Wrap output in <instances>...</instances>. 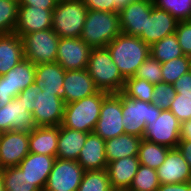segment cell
I'll list each match as a JSON object with an SVG mask.
<instances>
[{
	"instance_id": "obj_1",
	"label": "cell",
	"mask_w": 191,
	"mask_h": 191,
	"mask_svg": "<svg viewBox=\"0 0 191 191\" xmlns=\"http://www.w3.org/2000/svg\"><path fill=\"white\" fill-rule=\"evenodd\" d=\"M32 112L36 126H60L63 122L65 103L55 93L44 92L36 84L28 86L17 96Z\"/></svg>"
},
{
	"instance_id": "obj_2",
	"label": "cell",
	"mask_w": 191,
	"mask_h": 191,
	"mask_svg": "<svg viewBox=\"0 0 191 191\" xmlns=\"http://www.w3.org/2000/svg\"><path fill=\"white\" fill-rule=\"evenodd\" d=\"M106 48L125 80L134 77L138 67L150 55L149 45L138 36H130L124 33L115 37Z\"/></svg>"
},
{
	"instance_id": "obj_3",
	"label": "cell",
	"mask_w": 191,
	"mask_h": 191,
	"mask_svg": "<svg viewBox=\"0 0 191 191\" xmlns=\"http://www.w3.org/2000/svg\"><path fill=\"white\" fill-rule=\"evenodd\" d=\"M109 93L99 90L97 93L81 100L65 104L62 126L92 133L100 116L103 99Z\"/></svg>"
},
{
	"instance_id": "obj_4",
	"label": "cell",
	"mask_w": 191,
	"mask_h": 191,
	"mask_svg": "<svg viewBox=\"0 0 191 191\" xmlns=\"http://www.w3.org/2000/svg\"><path fill=\"white\" fill-rule=\"evenodd\" d=\"M87 70L99 90L107 93L123 90L125 79L106 47L91 48Z\"/></svg>"
},
{
	"instance_id": "obj_5",
	"label": "cell",
	"mask_w": 191,
	"mask_h": 191,
	"mask_svg": "<svg viewBox=\"0 0 191 191\" xmlns=\"http://www.w3.org/2000/svg\"><path fill=\"white\" fill-rule=\"evenodd\" d=\"M120 33L119 12L88 10L80 38L98 48L106 47Z\"/></svg>"
},
{
	"instance_id": "obj_6",
	"label": "cell",
	"mask_w": 191,
	"mask_h": 191,
	"mask_svg": "<svg viewBox=\"0 0 191 191\" xmlns=\"http://www.w3.org/2000/svg\"><path fill=\"white\" fill-rule=\"evenodd\" d=\"M88 9L82 0L57 1L52 29L60 38H80Z\"/></svg>"
},
{
	"instance_id": "obj_7",
	"label": "cell",
	"mask_w": 191,
	"mask_h": 191,
	"mask_svg": "<svg viewBox=\"0 0 191 191\" xmlns=\"http://www.w3.org/2000/svg\"><path fill=\"white\" fill-rule=\"evenodd\" d=\"M117 94L122 99V124L125 134L143 138L146 125L158 118L162 109L152 103L129 98L122 91Z\"/></svg>"
},
{
	"instance_id": "obj_8",
	"label": "cell",
	"mask_w": 191,
	"mask_h": 191,
	"mask_svg": "<svg viewBox=\"0 0 191 191\" xmlns=\"http://www.w3.org/2000/svg\"><path fill=\"white\" fill-rule=\"evenodd\" d=\"M59 39L52 28L24 35V58L35 65L56 62Z\"/></svg>"
},
{
	"instance_id": "obj_9",
	"label": "cell",
	"mask_w": 191,
	"mask_h": 191,
	"mask_svg": "<svg viewBox=\"0 0 191 191\" xmlns=\"http://www.w3.org/2000/svg\"><path fill=\"white\" fill-rule=\"evenodd\" d=\"M181 122L169 110H161L158 118H155L146 125L143 138L149 142L177 148L180 141Z\"/></svg>"
},
{
	"instance_id": "obj_10",
	"label": "cell",
	"mask_w": 191,
	"mask_h": 191,
	"mask_svg": "<svg viewBox=\"0 0 191 191\" xmlns=\"http://www.w3.org/2000/svg\"><path fill=\"white\" fill-rule=\"evenodd\" d=\"M122 119V99L117 93H109L103 99L94 133L105 141L125 134Z\"/></svg>"
},
{
	"instance_id": "obj_11",
	"label": "cell",
	"mask_w": 191,
	"mask_h": 191,
	"mask_svg": "<svg viewBox=\"0 0 191 191\" xmlns=\"http://www.w3.org/2000/svg\"><path fill=\"white\" fill-rule=\"evenodd\" d=\"M84 172L77 161L56 158L43 191H77Z\"/></svg>"
},
{
	"instance_id": "obj_12",
	"label": "cell",
	"mask_w": 191,
	"mask_h": 191,
	"mask_svg": "<svg viewBox=\"0 0 191 191\" xmlns=\"http://www.w3.org/2000/svg\"><path fill=\"white\" fill-rule=\"evenodd\" d=\"M28 154V131H7L0 133L1 169L18 166Z\"/></svg>"
},
{
	"instance_id": "obj_13",
	"label": "cell",
	"mask_w": 191,
	"mask_h": 191,
	"mask_svg": "<svg viewBox=\"0 0 191 191\" xmlns=\"http://www.w3.org/2000/svg\"><path fill=\"white\" fill-rule=\"evenodd\" d=\"M90 50L81 38H60L56 62L66 71L87 69Z\"/></svg>"
},
{
	"instance_id": "obj_14",
	"label": "cell",
	"mask_w": 191,
	"mask_h": 191,
	"mask_svg": "<svg viewBox=\"0 0 191 191\" xmlns=\"http://www.w3.org/2000/svg\"><path fill=\"white\" fill-rule=\"evenodd\" d=\"M152 0H132L119 10L121 33L140 36L153 7Z\"/></svg>"
},
{
	"instance_id": "obj_15",
	"label": "cell",
	"mask_w": 191,
	"mask_h": 191,
	"mask_svg": "<svg viewBox=\"0 0 191 191\" xmlns=\"http://www.w3.org/2000/svg\"><path fill=\"white\" fill-rule=\"evenodd\" d=\"M32 112L16 96L0 108V133L7 131H32L36 128Z\"/></svg>"
},
{
	"instance_id": "obj_16",
	"label": "cell",
	"mask_w": 191,
	"mask_h": 191,
	"mask_svg": "<svg viewBox=\"0 0 191 191\" xmlns=\"http://www.w3.org/2000/svg\"><path fill=\"white\" fill-rule=\"evenodd\" d=\"M177 24L178 21L170 13L153 6L149 18H146L145 30L139 38L151 46L164 37L174 34Z\"/></svg>"
},
{
	"instance_id": "obj_17",
	"label": "cell",
	"mask_w": 191,
	"mask_h": 191,
	"mask_svg": "<svg viewBox=\"0 0 191 191\" xmlns=\"http://www.w3.org/2000/svg\"><path fill=\"white\" fill-rule=\"evenodd\" d=\"M98 91L87 69L65 71L62 95L65 104L81 100Z\"/></svg>"
},
{
	"instance_id": "obj_18",
	"label": "cell",
	"mask_w": 191,
	"mask_h": 191,
	"mask_svg": "<svg viewBox=\"0 0 191 191\" xmlns=\"http://www.w3.org/2000/svg\"><path fill=\"white\" fill-rule=\"evenodd\" d=\"M53 10L33 6H19L14 33L22 38L26 34L52 28Z\"/></svg>"
},
{
	"instance_id": "obj_19",
	"label": "cell",
	"mask_w": 191,
	"mask_h": 191,
	"mask_svg": "<svg viewBox=\"0 0 191 191\" xmlns=\"http://www.w3.org/2000/svg\"><path fill=\"white\" fill-rule=\"evenodd\" d=\"M160 184L191 181V169L178 148H171L162 165L156 170Z\"/></svg>"
},
{
	"instance_id": "obj_20",
	"label": "cell",
	"mask_w": 191,
	"mask_h": 191,
	"mask_svg": "<svg viewBox=\"0 0 191 191\" xmlns=\"http://www.w3.org/2000/svg\"><path fill=\"white\" fill-rule=\"evenodd\" d=\"M138 156L120 158L107 164V172L114 191H127L138 171Z\"/></svg>"
},
{
	"instance_id": "obj_21",
	"label": "cell",
	"mask_w": 191,
	"mask_h": 191,
	"mask_svg": "<svg viewBox=\"0 0 191 191\" xmlns=\"http://www.w3.org/2000/svg\"><path fill=\"white\" fill-rule=\"evenodd\" d=\"M55 160L54 156L29 152L17 167L43 191Z\"/></svg>"
},
{
	"instance_id": "obj_22",
	"label": "cell",
	"mask_w": 191,
	"mask_h": 191,
	"mask_svg": "<svg viewBox=\"0 0 191 191\" xmlns=\"http://www.w3.org/2000/svg\"><path fill=\"white\" fill-rule=\"evenodd\" d=\"M77 162L85 171L106 169L108 162L105 154V140L94 132L89 133Z\"/></svg>"
},
{
	"instance_id": "obj_23",
	"label": "cell",
	"mask_w": 191,
	"mask_h": 191,
	"mask_svg": "<svg viewBox=\"0 0 191 191\" xmlns=\"http://www.w3.org/2000/svg\"><path fill=\"white\" fill-rule=\"evenodd\" d=\"M65 71L57 62L35 65L34 84L39 86L44 92L55 93L62 97Z\"/></svg>"
},
{
	"instance_id": "obj_24",
	"label": "cell",
	"mask_w": 191,
	"mask_h": 191,
	"mask_svg": "<svg viewBox=\"0 0 191 191\" xmlns=\"http://www.w3.org/2000/svg\"><path fill=\"white\" fill-rule=\"evenodd\" d=\"M60 126H37L29 132V152L56 157Z\"/></svg>"
},
{
	"instance_id": "obj_25",
	"label": "cell",
	"mask_w": 191,
	"mask_h": 191,
	"mask_svg": "<svg viewBox=\"0 0 191 191\" xmlns=\"http://www.w3.org/2000/svg\"><path fill=\"white\" fill-rule=\"evenodd\" d=\"M24 59L23 41L17 34H0V76Z\"/></svg>"
},
{
	"instance_id": "obj_26",
	"label": "cell",
	"mask_w": 191,
	"mask_h": 191,
	"mask_svg": "<svg viewBox=\"0 0 191 191\" xmlns=\"http://www.w3.org/2000/svg\"><path fill=\"white\" fill-rule=\"evenodd\" d=\"M88 134L60 125L56 158L77 161Z\"/></svg>"
},
{
	"instance_id": "obj_27",
	"label": "cell",
	"mask_w": 191,
	"mask_h": 191,
	"mask_svg": "<svg viewBox=\"0 0 191 191\" xmlns=\"http://www.w3.org/2000/svg\"><path fill=\"white\" fill-rule=\"evenodd\" d=\"M142 138L122 134L105 141V154L107 162L110 163L120 158L137 156Z\"/></svg>"
},
{
	"instance_id": "obj_28",
	"label": "cell",
	"mask_w": 191,
	"mask_h": 191,
	"mask_svg": "<svg viewBox=\"0 0 191 191\" xmlns=\"http://www.w3.org/2000/svg\"><path fill=\"white\" fill-rule=\"evenodd\" d=\"M3 76L7 78L8 90L13 92L14 98L28 86L34 84L35 64L24 58Z\"/></svg>"
},
{
	"instance_id": "obj_29",
	"label": "cell",
	"mask_w": 191,
	"mask_h": 191,
	"mask_svg": "<svg viewBox=\"0 0 191 191\" xmlns=\"http://www.w3.org/2000/svg\"><path fill=\"white\" fill-rule=\"evenodd\" d=\"M170 149L167 146L142 139L137 155L138 160L141 165L157 170L165 161Z\"/></svg>"
},
{
	"instance_id": "obj_30",
	"label": "cell",
	"mask_w": 191,
	"mask_h": 191,
	"mask_svg": "<svg viewBox=\"0 0 191 191\" xmlns=\"http://www.w3.org/2000/svg\"><path fill=\"white\" fill-rule=\"evenodd\" d=\"M150 55L160 63L184 56L176 34L164 37L150 46Z\"/></svg>"
},
{
	"instance_id": "obj_31",
	"label": "cell",
	"mask_w": 191,
	"mask_h": 191,
	"mask_svg": "<svg viewBox=\"0 0 191 191\" xmlns=\"http://www.w3.org/2000/svg\"><path fill=\"white\" fill-rule=\"evenodd\" d=\"M5 191H41L17 166L0 170Z\"/></svg>"
},
{
	"instance_id": "obj_32",
	"label": "cell",
	"mask_w": 191,
	"mask_h": 191,
	"mask_svg": "<svg viewBox=\"0 0 191 191\" xmlns=\"http://www.w3.org/2000/svg\"><path fill=\"white\" fill-rule=\"evenodd\" d=\"M122 92L129 98L152 103L154 84L134 76L125 80Z\"/></svg>"
},
{
	"instance_id": "obj_33",
	"label": "cell",
	"mask_w": 191,
	"mask_h": 191,
	"mask_svg": "<svg viewBox=\"0 0 191 191\" xmlns=\"http://www.w3.org/2000/svg\"><path fill=\"white\" fill-rule=\"evenodd\" d=\"M77 191H114L107 169L85 171Z\"/></svg>"
},
{
	"instance_id": "obj_34",
	"label": "cell",
	"mask_w": 191,
	"mask_h": 191,
	"mask_svg": "<svg viewBox=\"0 0 191 191\" xmlns=\"http://www.w3.org/2000/svg\"><path fill=\"white\" fill-rule=\"evenodd\" d=\"M159 186L160 182L157 176V171L140 164L127 191H156Z\"/></svg>"
},
{
	"instance_id": "obj_35",
	"label": "cell",
	"mask_w": 191,
	"mask_h": 191,
	"mask_svg": "<svg viewBox=\"0 0 191 191\" xmlns=\"http://www.w3.org/2000/svg\"><path fill=\"white\" fill-rule=\"evenodd\" d=\"M191 71V57L181 56L179 58L161 63V74L163 82L173 84L183 74Z\"/></svg>"
},
{
	"instance_id": "obj_36",
	"label": "cell",
	"mask_w": 191,
	"mask_h": 191,
	"mask_svg": "<svg viewBox=\"0 0 191 191\" xmlns=\"http://www.w3.org/2000/svg\"><path fill=\"white\" fill-rule=\"evenodd\" d=\"M18 8L19 0H0V34L14 33Z\"/></svg>"
},
{
	"instance_id": "obj_37",
	"label": "cell",
	"mask_w": 191,
	"mask_h": 191,
	"mask_svg": "<svg viewBox=\"0 0 191 191\" xmlns=\"http://www.w3.org/2000/svg\"><path fill=\"white\" fill-rule=\"evenodd\" d=\"M157 8L170 13L178 22L191 20V0H152Z\"/></svg>"
},
{
	"instance_id": "obj_38",
	"label": "cell",
	"mask_w": 191,
	"mask_h": 191,
	"mask_svg": "<svg viewBox=\"0 0 191 191\" xmlns=\"http://www.w3.org/2000/svg\"><path fill=\"white\" fill-rule=\"evenodd\" d=\"M134 76L140 79H145L152 84L163 82L161 63L149 55L147 59L138 67V70Z\"/></svg>"
},
{
	"instance_id": "obj_39",
	"label": "cell",
	"mask_w": 191,
	"mask_h": 191,
	"mask_svg": "<svg viewBox=\"0 0 191 191\" xmlns=\"http://www.w3.org/2000/svg\"><path fill=\"white\" fill-rule=\"evenodd\" d=\"M175 96L176 91L173 87V84H168L166 82L154 84L152 104L162 110L169 109L171 102L175 98Z\"/></svg>"
},
{
	"instance_id": "obj_40",
	"label": "cell",
	"mask_w": 191,
	"mask_h": 191,
	"mask_svg": "<svg viewBox=\"0 0 191 191\" xmlns=\"http://www.w3.org/2000/svg\"><path fill=\"white\" fill-rule=\"evenodd\" d=\"M169 110L182 123L191 119V94H178L172 100Z\"/></svg>"
},
{
	"instance_id": "obj_41",
	"label": "cell",
	"mask_w": 191,
	"mask_h": 191,
	"mask_svg": "<svg viewBox=\"0 0 191 191\" xmlns=\"http://www.w3.org/2000/svg\"><path fill=\"white\" fill-rule=\"evenodd\" d=\"M175 34L184 55L191 57V20L179 21Z\"/></svg>"
},
{
	"instance_id": "obj_42",
	"label": "cell",
	"mask_w": 191,
	"mask_h": 191,
	"mask_svg": "<svg viewBox=\"0 0 191 191\" xmlns=\"http://www.w3.org/2000/svg\"><path fill=\"white\" fill-rule=\"evenodd\" d=\"M173 87L178 94H191V71L176 80Z\"/></svg>"
},
{
	"instance_id": "obj_43",
	"label": "cell",
	"mask_w": 191,
	"mask_h": 191,
	"mask_svg": "<svg viewBox=\"0 0 191 191\" xmlns=\"http://www.w3.org/2000/svg\"><path fill=\"white\" fill-rule=\"evenodd\" d=\"M56 0H19V6H33L45 10H54Z\"/></svg>"
},
{
	"instance_id": "obj_44",
	"label": "cell",
	"mask_w": 191,
	"mask_h": 191,
	"mask_svg": "<svg viewBox=\"0 0 191 191\" xmlns=\"http://www.w3.org/2000/svg\"><path fill=\"white\" fill-rule=\"evenodd\" d=\"M88 10L111 12V0H82Z\"/></svg>"
},
{
	"instance_id": "obj_45",
	"label": "cell",
	"mask_w": 191,
	"mask_h": 191,
	"mask_svg": "<svg viewBox=\"0 0 191 191\" xmlns=\"http://www.w3.org/2000/svg\"><path fill=\"white\" fill-rule=\"evenodd\" d=\"M13 99V92L7 87V78L0 76V108L8 104Z\"/></svg>"
},
{
	"instance_id": "obj_46",
	"label": "cell",
	"mask_w": 191,
	"mask_h": 191,
	"mask_svg": "<svg viewBox=\"0 0 191 191\" xmlns=\"http://www.w3.org/2000/svg\"><path fill=\"white\" fill-rule=\"evenodd\" d=\"M177 148L182 153L184 159L189 164L191 169V141L190 140H180Z\"/></svg>"
},
{
	"instance_id": "obj_47",
	"label": "cell",
	"mask_w": 191,
	"mask_h": 191,
	"mask_svg": "<svg viewBox=\"0 0 191 191\" xmlns=\"http://www.w3.org/2000/svg\"><path fill=\"white\" fill-rule=\"evenodd\" d=\"M156 191H188V182L160 184L159 188Z\"/></svg>"
},
{
	"instance_id": "obj_48",
	"label": "cell",
	"mask_w": 191,
	"mask_h": 191,
	"mask_svg": "<svg viewBox=\"0 0 191 191\" xmlns=\"http://www.w3.org/2000/svg\"><path fill=\"white\" fill-rule=\"evenodd\" d=\"M180 140H190L191 141V119L181 123Z\"/></svg>"
},
{
	"instance_id": "obj_49",
	"label": "cell",
	"mask_w": 191,
	"mask_h": 191,
	"mask_svg": "<svg viewBox=\"0 0 191 191\" xmlns=\"http://www.w3.org/2000/svg\"><path fill=\"white\" fill-rule=\"evenodd\" d=\"M132 0H111V12H119V10L128 5Z\"/></svg>"
},
{
	"instance_id": "obj_50",
	"label": "cell",
	"mask_w": 191,
	"mask_h": 191,
	"mask_svg": "<svg viewBox=\"0 0 191 191\" xmlns=\"http://www.w3.org/2000/svg\"><path fill=\"white\" fill-rule=\"evenodd\" d=\"M0 191H5L2 173L0 171Z\"/></svg>"
},
{
	"instance_id": "obj_51",
	"label": "cell",
	"mask_w": 191,
	"mask_h": 191,
	"mask_svg": "<svg viewBox=\"0 0 191 191\" xmlns=\"http://www.w3.org/2000/svg\"><path fill=\"white\" fill-rule=\"evenodd\" d=\"M188 191H191V181L188 182Z\"/></svg>"
}]
</instances>
